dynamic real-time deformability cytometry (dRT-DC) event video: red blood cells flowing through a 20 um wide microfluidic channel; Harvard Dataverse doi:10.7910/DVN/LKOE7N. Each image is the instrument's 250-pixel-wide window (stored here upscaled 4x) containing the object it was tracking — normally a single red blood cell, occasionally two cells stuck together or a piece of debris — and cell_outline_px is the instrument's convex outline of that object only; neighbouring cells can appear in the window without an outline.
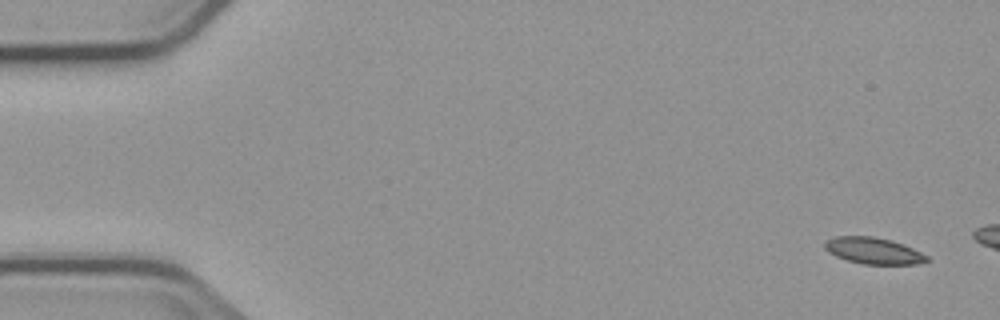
{"species": "common noctule bat (a hibernating species)", "species_latin": "Nyctalus noctula", "temperature_condition": "cold", "stored_images_in_passage": 3, "camera_frame_rate_fps": 3000, "um_per_image_px": 0.085, "animal": {"sex": "male", "body_mass_g": 23.1, "forearm_length_mm": 52.7}, "frame": {"image": 1, "passage_image": 1, "time_ms": 0.0, "image_size_px": [1000, 320], "cell_outline_px": [[932, 260], [916, 264], [864, 264], [848, 260], [836, 256], [828, 252], [824, 248], [824, 240], [836, 236], [872, 236], [892, 240], [904, 244], [928, 256]], "centroid_in_image_um": [74.24, 21.3], "position_along_channel_um": 10.8, "area_um2": 15.84}}